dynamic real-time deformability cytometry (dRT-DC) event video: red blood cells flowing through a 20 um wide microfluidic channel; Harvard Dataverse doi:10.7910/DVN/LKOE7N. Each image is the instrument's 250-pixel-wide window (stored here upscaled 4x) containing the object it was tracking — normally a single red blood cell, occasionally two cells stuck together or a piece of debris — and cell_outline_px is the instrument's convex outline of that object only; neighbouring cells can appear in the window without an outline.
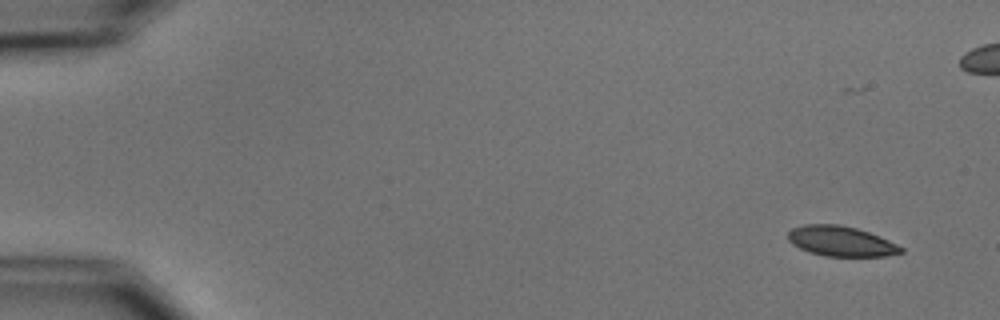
{"species": "common noctule bat (a hibernating species)", "species_latin": "Nyctalus noctula", "temperature_condition": "cold", "stored_images_in_passage": 6, "camera_frame_rate_fps": 3000, "um_per_image_px": 0.085, "animal": {"sex": "male", "body_mass_g": 15.6}, "frame": {"image": 1, "passage_image": 1, "time_ms": 0.0, "image_size_px": [1000, 320], "cell_outline_px": [[904, 252], [884, 256], [824, 256], [808, 252], [792, 244], [788, 240], [788, 232], [792, 228], [804, 224], [840, 224], [856, 228], [880, 236], [904, 248]], "centroid_in_image_um": [71.46, 20.5], "position_along_channel_um": 13.5, "area_um2": 19.88}}